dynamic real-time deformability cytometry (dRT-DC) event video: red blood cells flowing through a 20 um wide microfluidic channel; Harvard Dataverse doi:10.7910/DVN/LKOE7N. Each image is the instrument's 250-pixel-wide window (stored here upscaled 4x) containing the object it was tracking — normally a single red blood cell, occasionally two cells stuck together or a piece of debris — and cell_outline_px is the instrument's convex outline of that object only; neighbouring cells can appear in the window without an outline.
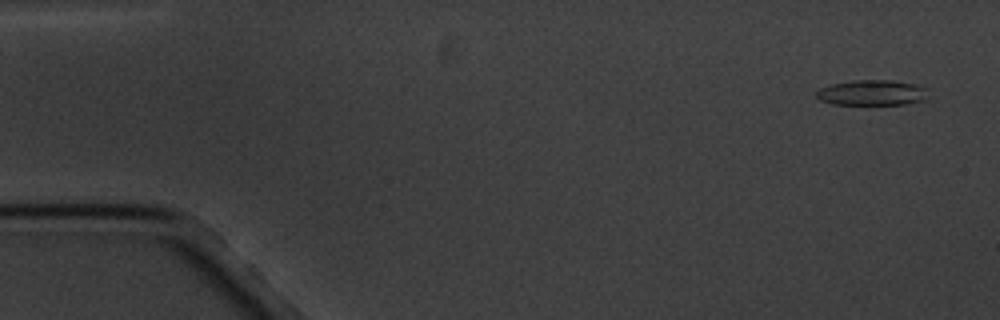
{"species": "common noctule bat (a hibernating species)", "species_latin": "Nyctalus noctula", "temperature_condition": "cold", "stored_images_in_passage": 5, "camera_frame_rate_fps": 3000, "um_per_image_px": 0.085, "animal": {"sex": "male", "body_mass_g": 20.1, "forearm_length_mm": 53.5}, "frame": {"image": 1, "passage_image": 1, "time_ms": 0.0, "image_size_px": [1000, 320], "cell_outline_px": [[924, 100], [904, 104], [832, 104], [820, 100], [816, 96], [816, 92], [820, 88], [832, 84], [852, 80], [892, 80], [916, 84], [924, 88]], "centroid_in_image_um": [74.05, 7.87], "position_along_channel_um": 10.9, "area_um2": 16.3}}
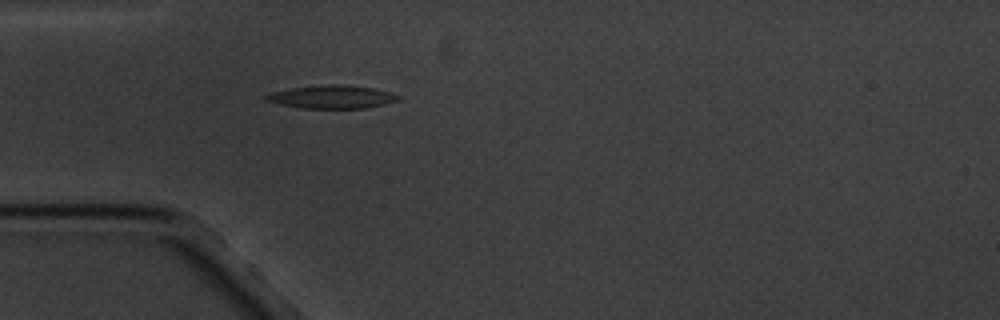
{"frame": {"image": 2, "passage_image": 5, "time_ms": 4.667, "image_size_px": [1000, 320], "cell_outline_px": [[404, 96], [400, 100], [384, 104], [364, 108], [300, 108], [280, 104], [264, 100], [264, 96], [268, 92], [292, 88], [332, 84], [336, 84], [372, 88]], "centroid_in_image_um": [28.2, 8.24], "position_along_channel_um": 56.8, "area_um2": 17.74}}